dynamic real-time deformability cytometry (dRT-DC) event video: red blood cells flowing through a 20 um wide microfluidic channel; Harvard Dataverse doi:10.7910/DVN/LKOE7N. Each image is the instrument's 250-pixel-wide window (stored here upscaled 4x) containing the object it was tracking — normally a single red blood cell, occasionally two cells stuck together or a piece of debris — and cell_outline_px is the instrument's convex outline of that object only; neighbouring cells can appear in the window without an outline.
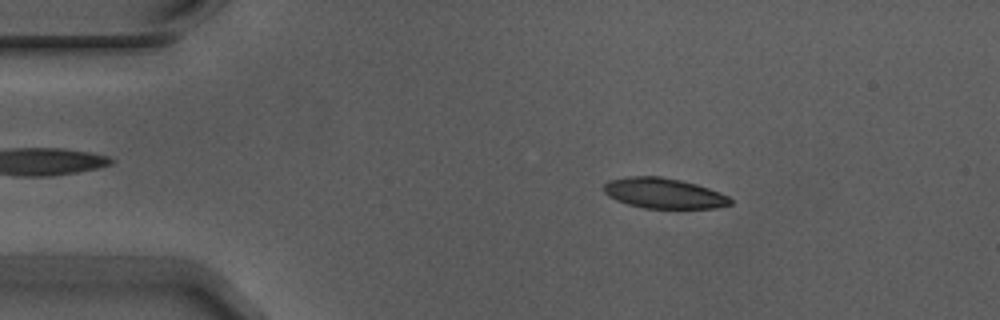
{"species": "Egyptian fruit bat (a non-hibernating species)", "species_latin": "Rousettus aegyptiacus", "temperature_condition": "warm", "stored_images_in_passage": 7, "camera_frame_rate_fps": 3000, "um_per_image_px": 0.085, "animal": {"sex": "male"}, "frame": {"image": 1, "passage_image": 2, "time_ms": 0.333, "image_size_px": [1000, 320], "cell_outline_px": [[732, 204], [716, 208], [644, 208], [628, 204], [616, 200], [608, 196], [604, 192], [604, 184], [608, 180], [624, 176], [660, 176], [680, 180], [696, 184], [708, 188], [728, 196], [732, 200]], "centroid_in_image_um": [56.39, 16.42], "position_along_channel_um": 28.6, "area_um2": 22.43}}
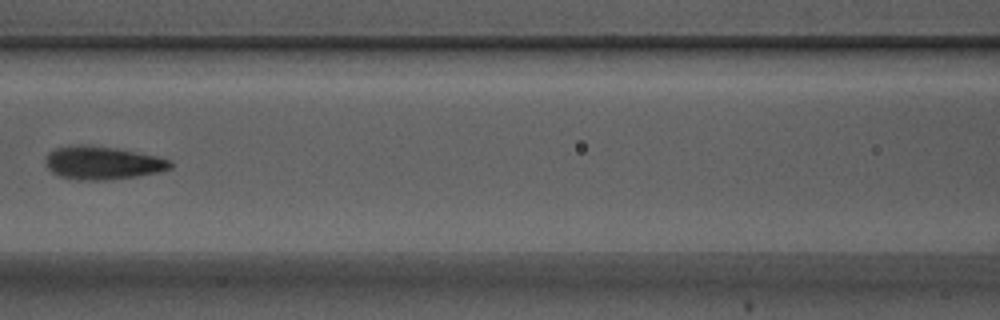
{"frame": {"image": 2, "passage_image": 6, "time_ms": 1.667, "image_size_px": [1000, 320], "cell_outline_px": [[172, 168], [160, 172], [136, 176], [104, 180], [76, 180], [60, 176], [52, 172], [44, 164], [44, 160], [48, 152], [56, 148], [84, 144], [88, 144], [116, 148], [156, 156], [168, 160], [172, 164]], "centroid_in_image_um": [8.67, 13.84], "position_along_channel_um": 157.9, "area_um2": 24.1}}
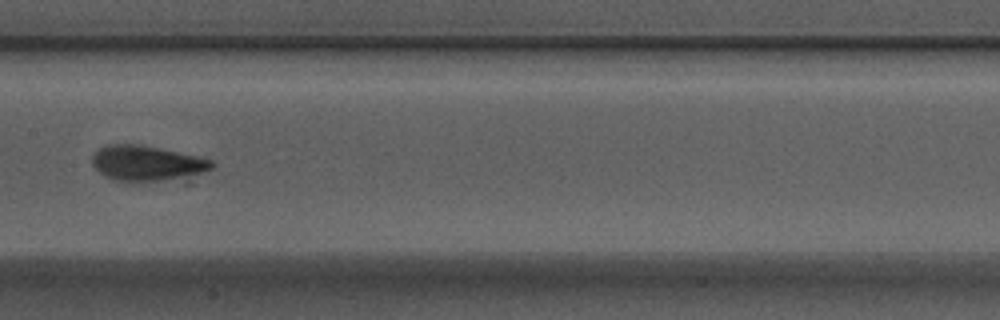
{"frame": {"image": 3, "passage_image": 7, "time_ms": 2.0, "image_size_px": [1000, 320], "cell_outline_px": [[216, 164], [212, 168], [204, 172], [156, 180], [128, 184], [112, 180], [100, 172], [92, 164], [92, 156], [100, 148], [108, 144], [140, 144], [160, 148], [196, 156], [212, 160]], "centroid_in_image_um": [12.41, 13.87], "position_along_channel_um": 195.0, "area_um2": 24.39}}